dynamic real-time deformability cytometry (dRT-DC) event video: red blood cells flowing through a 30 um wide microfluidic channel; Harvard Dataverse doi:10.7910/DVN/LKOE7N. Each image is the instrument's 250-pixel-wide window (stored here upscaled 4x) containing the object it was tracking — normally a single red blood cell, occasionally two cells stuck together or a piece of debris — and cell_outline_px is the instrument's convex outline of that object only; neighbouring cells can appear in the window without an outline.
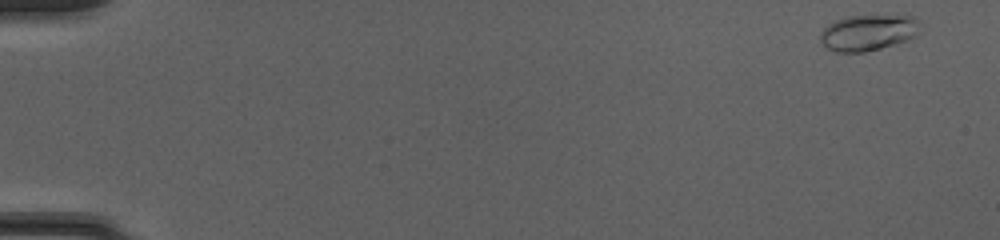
{"species": "common noctule bat (a hibernating species)", "species_latin": "Nyctalus noctula", "temperature_condition": "cold", "stored_images_in_passage": 49, "camera_frame_rate_fps": 3000, "um_per_image_px": 0.085, "animal": {"sex": "female", "body_mass_g": 20.0, "forearm_length_mm": 54.0}, "frame": {"image": 1, "passage_image": 1, "time_ms": 0.0, "image_size_px": [1000, 240], "cell_outline_px": [[920, 32], [916, 36], [880, 48], [864, 52], [836, 52], [828, 48], [820, 40], [820, 32], [828, 24], [836, 20], [848, 16], [912, 16], [916, 20]], "centroid_in_image_um": [73.75, 2.77], "position_along_channel_um": 11.2, "area_um2": 20.52}}
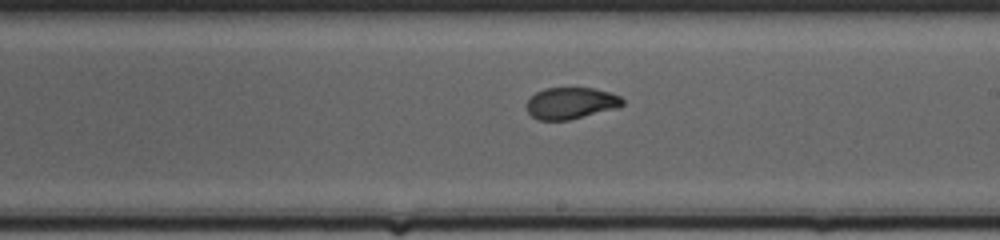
{"frame": {"image": 2, "passage_image": 29, "time_ms": 9.333, "image_size_px": [1000, 240], "cell_outline_px": [[624, 104], [620, 108], [568, 120], [536, 120], [524, 108], [524, 104], [536, 92], [544, 88], [592, 88], [608, 92], [620, 96], [624, 100]], "centroid_in_image_um": [48.51, 8.78], "position_along_channel_um": 240.5, "area_um2": 17.92}}
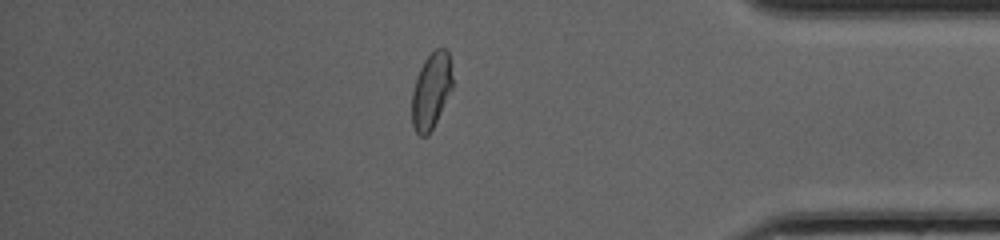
{"frame": {"image": 3, "passage_image": 42, "time_ms": 13.667, "image_size_px": [1000, 240], "cell_outline_px": [[452, 88], [428, 136], [420, 136], [416, 132], [412, 124], [412, 92], [416, 76], [424, 60], [436, 48], [444, 48], [448, 52], [452, 76]], "centroid_in_image_um": [36.63, 7.71], "position_along_channel_um": 398.6, "area_um2": 17.74}, "authors_computed_cell_mechanics": {"area_um2": 18.4382, "velocity_mm_per_s": 4.2423, "shape_relaxation_time_tau1_ms": 2.7034, "shape_relaxation_time_tau2_ms": 1.2286, "deformation_change_tau1": 0.1579, "deformation_change_tau2": 0.0621}}